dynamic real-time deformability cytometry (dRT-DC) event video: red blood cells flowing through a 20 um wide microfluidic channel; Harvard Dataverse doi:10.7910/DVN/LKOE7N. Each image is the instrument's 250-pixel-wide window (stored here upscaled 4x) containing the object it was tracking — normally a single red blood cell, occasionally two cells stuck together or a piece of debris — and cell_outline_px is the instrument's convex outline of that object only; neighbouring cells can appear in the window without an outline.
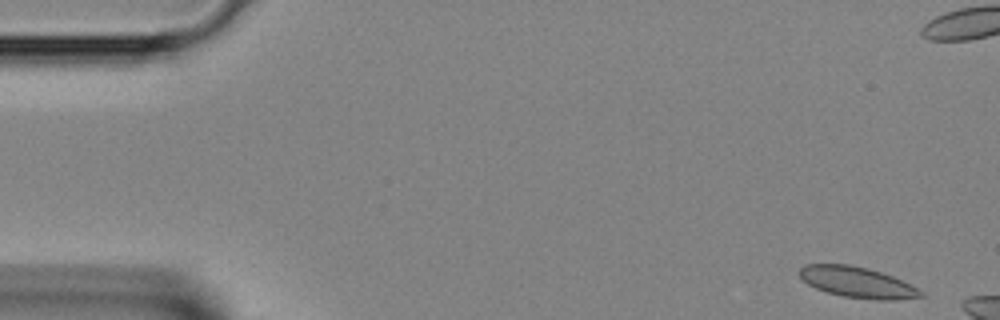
{"species": "Egyptian fruit bat (a non-hibernating species)", "species_latin": "Rousettus aegyptiacus", "temperature_condition": "room temperature", "stored_images_in_passage": 6, "camera_frame_rate_fps": 3000, "um_per_image_px": 0.085, "animal": {"sex": "female"}, "frame": {"image": 1, "passage_image": 1, "time_ms": 0.0, "image_size_px": [1000, 320], "cell_outline_px": [[924, 296], [896, 300], [876, 300], [844, 296], [828, 292], [816, 288], [808, 284], [796, 272], [804, 264], [848, 264], [868, 268], [892, 276], [924, 292]], "centroid_in_image_um": [72.84, 23.99], "position_along_channel_um": 12.2, "area_um2": 21.62}}